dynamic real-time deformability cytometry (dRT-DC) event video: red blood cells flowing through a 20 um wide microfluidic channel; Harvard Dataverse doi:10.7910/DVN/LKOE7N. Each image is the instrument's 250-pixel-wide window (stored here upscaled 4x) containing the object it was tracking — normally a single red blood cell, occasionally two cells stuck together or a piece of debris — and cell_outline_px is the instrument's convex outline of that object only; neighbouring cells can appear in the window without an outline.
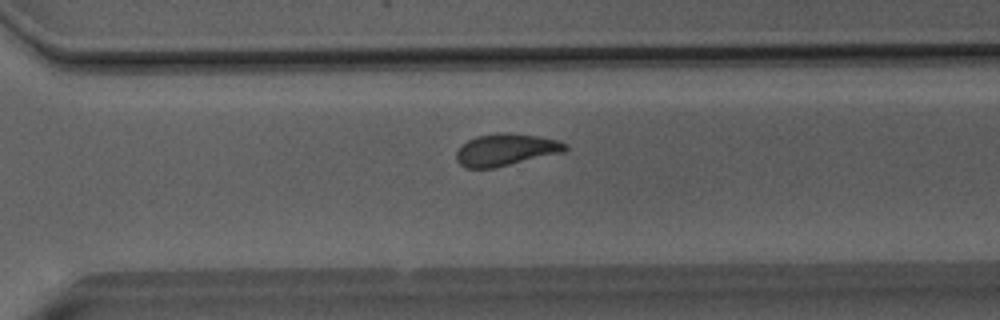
{"species": "Egyptian fruit bat (a non-hibernating species)", "species_latin": "Rousettus aegyptiacus", "temperature_condition": "room temperature", "stored_images_in_passage": 47, "camera_frame_rate_fps": 3000, "um_per_image_px": 0.085, "animal": {"sex": "male"}, "frame": {"image": 1, "passage_image": 32, "time_ms": 10.333, "image_size_px": [1000, 320], "cell_outline_px": [[568, 148], [564, 152], [496, 168], [464, 168], [456, 160], [456, 152], [468, 140], [476, 136], [500, 132], [512, 132], [540, 136], [560, 140], [568, 144]], "centroid_in_image_um": [43.04, 12.72], "position_along_channel_um": 327.6, "area_um2": 20.69}}
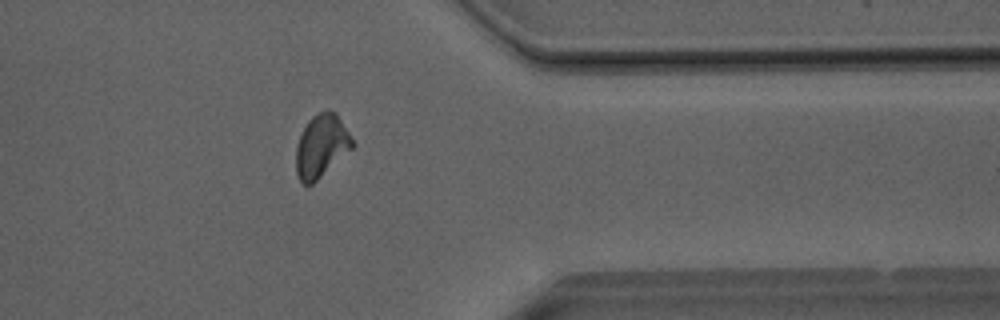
{"frame": {"image": 2, "passage_image": 37, "time_ms": 12.0, "image_size_px": [1000, 320], "cell_outline_px": [[356, 144], [352, 148], [312, 184], [304, 184], [300, 180], [296, 172], [296, 148], [300, 136], [308, 120], [316, 112], [336, 112]], "centroid_in_image_um": [27.32, 12.4], "position_along_channel_um": 384.1, "area_um2": 20.29}}
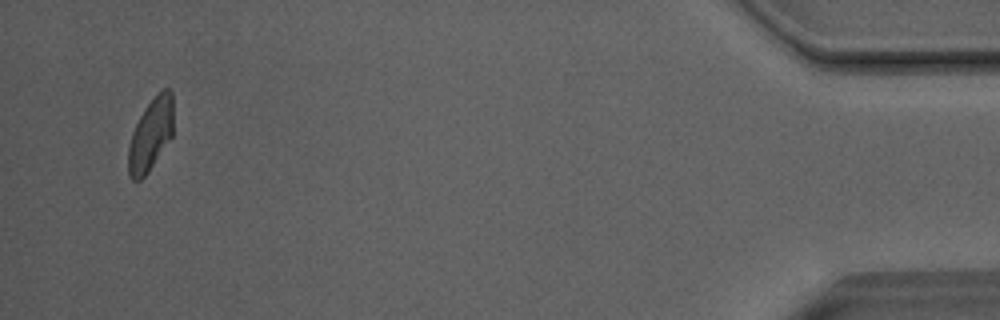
{"frame": {"image": 3, "passage_image": 45, "time_ms": 14.667, "image_size_px": [1000, 320], "cell_outline_px": [[172, 136], [148, 172], [140, 180], [132, 180], [128, 176], [128, 144], [132, 132], [144, 108], [160, 88], [168, 88], [172, 92]], "centroid_in_image_um": [12.79, 11.42], "position_along_channel_um": 422.4, "area_um2": 19.02}, "authors_computed_cell_mechanics": {"area_um2": 20.519, "velocity_mm_per_s": 4.0402, "shape_relaxation_time_tau1_ms": null, "shape_relaxation_time_tau2_ms": 1.7009, "deformation_change_tau1": null, "deformation_change_tau2": 0.0726}}